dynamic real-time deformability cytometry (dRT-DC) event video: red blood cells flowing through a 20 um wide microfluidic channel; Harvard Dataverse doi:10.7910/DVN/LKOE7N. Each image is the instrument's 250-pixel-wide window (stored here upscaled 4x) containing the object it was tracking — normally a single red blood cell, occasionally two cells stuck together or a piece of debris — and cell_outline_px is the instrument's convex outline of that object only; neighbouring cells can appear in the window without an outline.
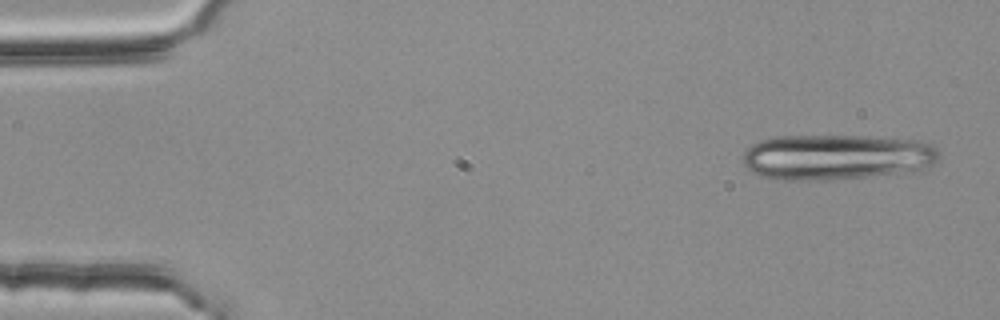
{"species": "common noctule bat (a hibernating species)", "species_latin": "Nyctalus noctula", "temperature_condition": "room temperature", "stored_images_in_passage": 5, "camera_frame_rate_fps": 3000, "um_per_image_px": 0.085, "animal": {"sex": "female", "body_mass_g": 25.1}, "frame": {"image": 1, "passage_image": 1, "time_ms": 0.0, "image_size_px": [1000, 320], "cell_outline_px": [[940, 160], [920, 172], [828, 180], [784, 180], [764, 176], [752, 172], [740, 160], [744, 152], [752, 144], [760, 140], [776, 136], [868, 136], [920, 140], [932, 144], [940, 152]], "centroid_in_image_um": [71.19, 13.35], "position_along_channel_um": 13.8, "area_um2": 53.06}}